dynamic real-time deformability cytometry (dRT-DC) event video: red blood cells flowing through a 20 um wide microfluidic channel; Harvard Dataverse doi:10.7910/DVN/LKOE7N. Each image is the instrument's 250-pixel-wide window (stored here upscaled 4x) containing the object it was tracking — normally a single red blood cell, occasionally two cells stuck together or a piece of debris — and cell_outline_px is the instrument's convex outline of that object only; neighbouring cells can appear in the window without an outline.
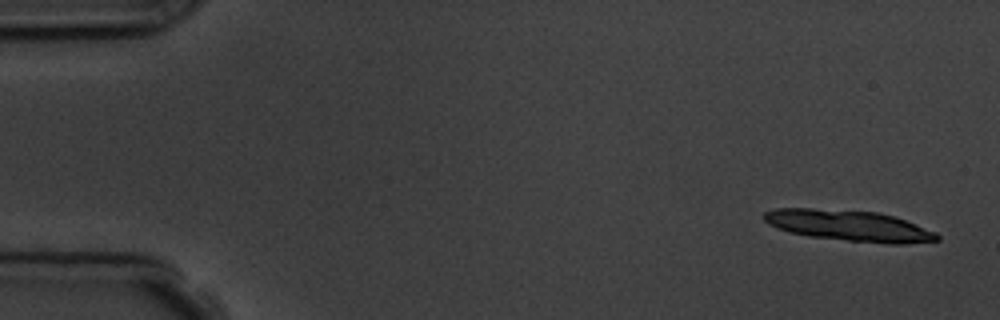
{"species": "common noctule bat (a hibernating species)", "species_latin": "Nyctalus noctula", "temperature_condition": "room temperature", "stored_images_in_passage": 4, "camera_frame_rate_fps": 3000, "um_per_image_px": 0.085, "animal": {"sex": "male", "body_mass_g": 19.5, "forearm_length_mm": 54.6}, "frame": {"image": 1, "passage_image": 1, "time_ms": 0.0, "image_size_px": [1000, 320], "cell_outline_px": [[940, 240], [904, 244], [888, 244], [808, 236], [788, 232], [776, 228], [768, 224], [764, 220], [764, 212], [776, 208], [812, 208], [876, 212], [892, 216], [916, 224], [936, 232], [940, 236]], "centroid_in_image_um": [72.15, 19.18], "position_along_channel_um": 12.9, "area_um2": 31.1}}